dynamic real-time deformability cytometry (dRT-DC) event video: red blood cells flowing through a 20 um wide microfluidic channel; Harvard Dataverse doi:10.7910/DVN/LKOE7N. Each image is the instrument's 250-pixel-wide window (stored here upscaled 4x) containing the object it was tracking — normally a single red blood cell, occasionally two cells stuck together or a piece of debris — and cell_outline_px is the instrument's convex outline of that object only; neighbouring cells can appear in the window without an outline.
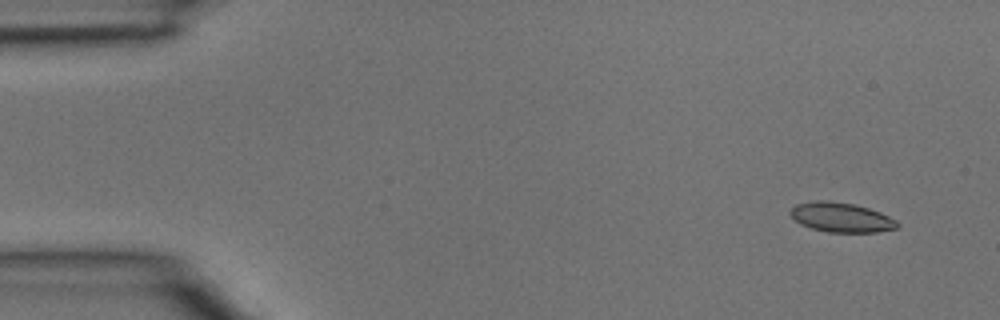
{"species": "common noctule bat (a hibernating species)", "species_latin": "Nyctalus noctula", "temperature_condition": "room temperature", "stored_images_in_passage": 5, "camera_frame_rate_fps": 3000, "um_per_image_px": 0.085, "animal": {"sex": "male", "body_mass_g": 15.6}, "frame": {"image": 1, "passage_image": 1, "time_ms": 0.0, "image_size_px": [1000, 320], "cell_outline_px": [[900, 224], [896, 228], [876, 232], [828, 232], [812, 228], [800, 224], [788, 212], [796, 204], [816, 200], [828, 200], [852, 204], [868, 208], [880, 212], [896, 220]], "centroid_in_image_um": [71.49, 18.47], "position_along_channel_um": 13.5, "area_um2": 18.32}}